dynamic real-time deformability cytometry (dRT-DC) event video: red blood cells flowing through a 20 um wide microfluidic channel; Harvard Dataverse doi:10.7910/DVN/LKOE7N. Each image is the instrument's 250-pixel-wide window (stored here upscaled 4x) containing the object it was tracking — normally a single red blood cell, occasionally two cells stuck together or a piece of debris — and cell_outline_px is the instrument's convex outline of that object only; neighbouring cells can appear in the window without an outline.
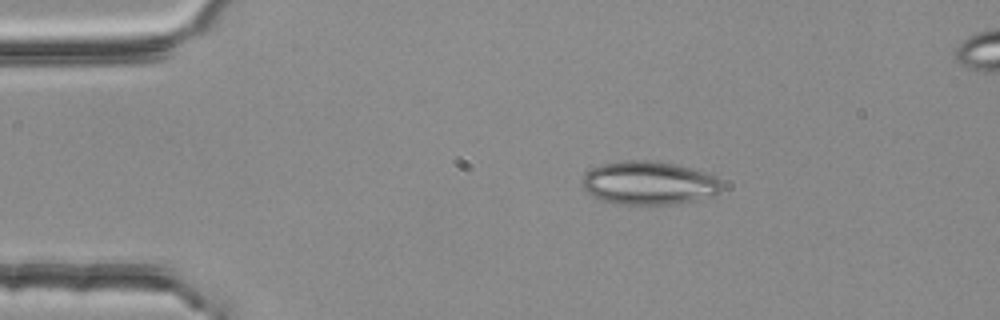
{"species": "common noctule bat (a hibernating species)", "species_latin": "Nyctalus noctula", "temperature_condition": "room temperature", "stored_images_in_passage": 3, "camera_frame_rate_fps": 3000, "um_per_image_px": 0.085, "animal": {"sex": "female", "body_mass_g": 25.1}, "frame": {"image": 1, "passage_image": 1, "time_ms": 0.0, "image_size_px": [1000, 320], "cell_outline_px": [[724, 188], [716, 196], [680, 204], [616, 204], [592, 196], [580, 184], [584, 176], [592, 168], [604, 164], [624, 160], [648, 160], [672, 164], [692, 168], [716, 176], [720, 180]], "centroid_in_image_um": [55.22, 15.57], "position_along_channel_um": 29.8, "area_um2": 35.55}}